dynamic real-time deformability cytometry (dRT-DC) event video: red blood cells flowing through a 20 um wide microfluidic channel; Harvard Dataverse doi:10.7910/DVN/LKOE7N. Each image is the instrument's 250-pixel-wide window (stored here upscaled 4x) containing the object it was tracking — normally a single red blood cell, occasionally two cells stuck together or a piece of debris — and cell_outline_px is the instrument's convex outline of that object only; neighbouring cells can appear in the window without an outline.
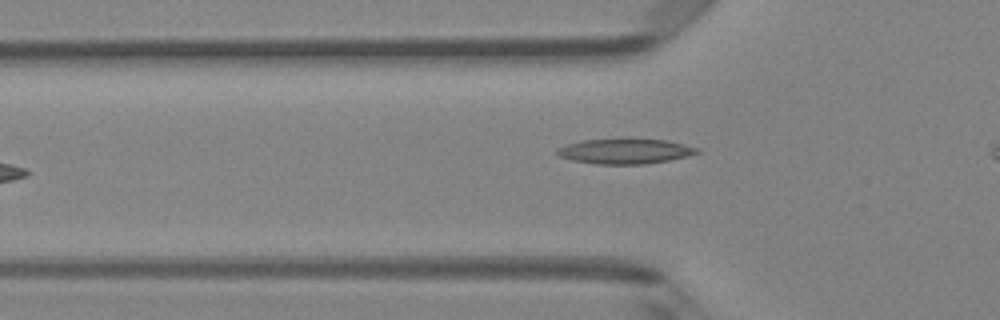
{"species": "Egyptian fruit bat (a non-hibernating species)", "species_latin": "Rousettus aegyptiacus", "temperature_condition": "room temperature", "stored_images_in_passage": 6, "camera_frame_rate_fps": 3000, "um_per_image_px": 0.085, "animal": {"sex": "female"}, "frame": {"image": 1, "passage_image": 6, "time_ms": 6.667, "image_size_px": [1000, 320], "cell_outline_px": [[700, 152], [688, 156], [668, 160], [644, 164], [596, 164], [572, 160], [560, 156], [556, 152], [556, 148], [568, 144], [584, 140], [668, 140], [700, 148]], "centroid_in_image_um": [53.16, 12.87], "position_along_channel_um": 72.6, "area_um2": 20.06}}